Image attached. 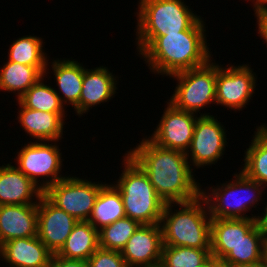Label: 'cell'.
Listing matches in <instances>:
<instances>
[{"label":"cell","mask_w":267,"mask_h":267,"mask_svg":"<svg viewBox=\"0 0 267 267\" xmlns=\"http://www.w3.org/2000/svg\"><path fill=\"white\" fill-rule=\"evenodd\" d=\"M234 267H265V266L263 265V262L260 261V262H256V263H252V264L237 265Z\"/></svg>","instance_id":"obj_38"},{"label":"cell","mask_w":267,"mask_h":267,"mask_svg":"<svg viewBox=\"0 0 267 267\" xmlns=\"http://www.w3.org/2000/svg\"><path fill=\"white\" fill-rule=\"evenodd\" d=\"M4 165L0 166V205H38L41 189L16 166Z\"/></svg>","instance_id":"obj_17"},{"label":"cell","mask_w":267,"mask_h":267,"mask_svg":"<svg viewBox=\"0 0 267 267\" xmlns=\"http://www.w3.org/2000/svg\"><path fill=\"white\" fill-rule=\"evenodd\" d=\"M43 49V39L33 35L16 39L8 50V61L34 66L35 68H47L49 59Z\"/></svg>","instance_id":"obj_27"},{"label":"cell","mask_w":267,"mask_h":267,"mask_svg":"<svg viewBox=\"0 0 267 267\" xmlns=\"http://www.w3.org/2000/svg\"><path fill=\"white\" fill-rule=\"evenodd\" d=\"M222 66L216 64V104L242 111L252 100L257 75L249 64Z\"/></svg>","instance_id":"obj_11"},{"label":"cell","mask_w":267,"mask_h":267,"mask_svg":"<svg viewBox=\"0 0 267 267\" xmlns=\"http://www.w3.org/2000/svg\"><path fill=\"white\" fill-rule=\"evenodd\" d=\"M38 205H0V246L15 238L37 236Z\"/></svg>","instance_id":"obj_19"},{"label":"cell","mask_w":267,"mask_h":267,"mask_svg":"<svg viewBox=\"0 0 267 267\" xmlns=\"http://www.w3.org/2000/svg\"><path fill=\"white\" fill-rule=\"evenodd\" d=\"M103 185L69 175L48 187L43 194L77 221H88Z\"/></svg>","instance_id":"obj_9"},{"label":"cell","mask_w":267,"mask_h":267,"mask_svg":"<svg viewBox=\"0 0 267 267\" xmlns=\"http://www.w3.org/2000/svg\"><path fill=\"white\" fill-rule=\"evenodd\" d=\"M44 76L32 85L18 100L27 108L46 112H65L56 88L44 84Z\"/></svg>","instance_id":"obj_29"},{"label":"cell","mask_w":267,"mask_h":267,"mask_svg":"<svg viewBox=\"0 0 267 267\" xmlns=\"http://www.w3.org/2000/svg\"><path fill=\"white\" fill-rule=\"evenodd\" d=\"M262 262L263 265L267 267V236H265L262 246Z\"/></svg>","instance_id":"obj_36"},{"label":"cell","mask_w":267,"mask_h":267,"mask_svg":"<svg viewBox=\"0 0 267 267\" xmlns=\"http://www.w3.org/2000/svg\"><path fill=\"white\" fill-rule=\"evenodd\" d=\"M178 72L169 77L177 80L174 93L168 100L176 108L197 114L200 109L216 103V61ZM209 105V106H207Z\"/></svg>","instance_id":"obj_7"},{"label":"cell","mask_w":267,"mask_h":267,"mask_svg":"<svg viewBox=\"0 0 267 267\" xmlns=\"http://www.w3.org/2000/svg\"><path fill=\"white\" fill-rule=\"evenodd\" d=\"M255 225L256 219H211L213 260L221 261Z\"/></svg>","instance_id":"obj_20"},{"label":"cell","mask_w":267,"mask_h":267,"mask_svg":"<svg viewBox=\"0 0 267 267\" xmlns=\"http://www.w3.org/2000/svg\"><path fill=\"white\" fill-rule=\"evenodd\" d=\"M126 216L119 190L112 184L104 183L95 201L88 222L97 230Z\"/></svg>","instance_id":"obj_24"},{"label":"cell","mask_w":267,"mask_h":267,"mask_svg":"<svg viewBox=\"0 0 267 267\" xmlns=\"http://www.w3.org/2000/svg\"><path fill=\"white\" fill-rule=\"evenodd\" d=\"M197 115L178 109L168 101L155 131L148 138L160 147L186 154L193 138Z\"/></svg>","instance_id":"obj_12"},{"label":"cell","mask_w":267,"mask_h":267,"mask_svg":"<svg viewBox=\"0 0 267 267\" xmlns=\"http://www.w3.org/2000/svg\"><path fill=\"white\" fill-rule=\"evenodd\" d=\"M124 168L113 185L119 190L126 217L144 224H160L165 203L157 195L147 174L126 153Z\"/></svg>","instance_id":"obj_5"},{"label":"cell","mask_w":267,"mask_h":267,"mask_svg":"<svg viewBox=\"0 0 267 267\" xmlns=\"http://www.w3.org/2000/svg\"><path fill=\"white\" fill-rule=\"evenodd\" d=\"M57 59H53L49 65L52 67L54 80L57 82V89H59V91L56 89L55 92L63 105L68 103V105L75 107L79 103L85 67L83 63L80 64L74 59Z\"/></svg>","instance_id":"obj_21"},{"label":"cell","mask_w":267,"mask_h":267,"mask_svg":"<svg viewBox=\"0 0 267 267\" xmlns=\"http://www.w3.org/2000/svg\"><path fill=\"white\" fill-rule=\"evenodd\" d=\"M213 260L210 249L162 246L161 267H206Z\"/></svg>","instance_id":"obj_28"},{"label":"cell","mask_w":267,"mask_h":267,"mask_svg":"<svg viewBox=\"0 0 267 267\" xmlns=\"http://www.w3.org/2000/svg\"><path fill=\"white\" fill-rule=\"evenodd\" d=\"M162 246L160 224H144L128 240L121 255L128 267H157L161 262Z\"/></svg>","instance_id":"obj_14"},{"label":"cell","mask_w":267,"mask_h":267,"mask_svg":"<svg viewBox=\"0 0 267 267\" xmlns=\"http://www.w3.org/2000/svg\"><path fill=\"white\" fill-rule=\"evenodd\" d=\"M210 267H232V266L224 264L221 261L212 260L210 262Z\"/></svg>","instance_id":"obj_37"},{"label":"cell","mask_w":267,"mask_h":267,"mask_svg":"<svg viewBox=\"0 0 267 267\" xmlns=\"http://www.w3.org/2000/svg\"><path fill=\"white\" fill-rule=\"evenodd\" d=\"M127 154L147 174L164 203L192 201L201 195V186L184 152L160 147L143 138Z\"/></svg>","instance_id":"obj_1"},{"label":"cell","mask_w":267,"mask_h":267,"mask_svg":"<svg viewBox=\"0 0 267 267\" xmlns=\"http://www.w3.org/2000/svg\"><path fill=\"white\" fill-rule=\"evenodd\" d=\"M52 255L38 236L15 238L0 246V260L8 267H49Z\"/></svg>","instance_id":"obj_16"},{"label":"cell","mask_w":267,"mask_h":267,"mask_svg":"<svg viewBox=\"0 0 267 267\" xmlns=\"http://www.w3.org/2000/svg\"><path fill=\"white\" fill-rule=\"evenodd\" d=\"M30 141L17 152L16 166L44 192L48 187L67 177L60 172L63 158L58 141ZM54 142V144H53ZM41 179L38 180V179ZM45 179V180H44Z\"/></svg>","instance_id":"obj_8"},{"label":"cell","mask_w":267,"mask_h":267,"mask_svg":"<svg viewBox=\"0 0 267 267\" xmlns=\"http://www.w3.org/2000/svg\"><path fill=\"white\" fill-rule=\"evenodd\" d=\"M199 114L190 147L186 152L191 168L194 166L197 169L215 165L219 159L221 160L228 143L227 131L220 120L209 113L199 112Z\"/></svg>","instance_id":"obj_10"},{"label":"cell","mask_w":267,"mask_h":267,"mask_svg":"<svg viewBox=\"0 0 267 267\" xmlns=\"http://www.w3.org/2000/svg\"><path fill=\"white\" fill-rule=\"evenodd\" d=\"M267 203V202H266ZM264 212L258 215L256 218V224L260 228V230L267 236V204L263 208Z\"/></svg>","instance_id":"obj_34"},{"label":"cell","mask_w":267,"mask_h":267,"mask_svg":"<svg viewBox=\"0 0 267 267\" xmlns=\"http://www.w3.org/2000/svg\"><path fill=\"white\" fill-rule=\"evenodd\" d=\"M49 267H88V263L84 260L66 259L53 254Z\"/></svg>","instance_id":"obj_32"},{"label":"cell","mask_w":267,"mask_h":267,"mask_svg":"<svg viewBox=\"0 0 267 267\" xmlns=\"http://www.w3.org/2000/svg\"><path fill=\"white\" fill-rule=\"evenodd\" d=\"M235 180H234V179ZM232 181L220 183L221 186L201 190V196L207 203L211 219H256L246 213L262 203V193L266 190L262 184L248 178L241 170L234 174Z\"/></svg>","instance_id":"obj_6"},{"label":"cell","mask_w":267,"mask_h":267,"mask_svg":"<svg viewBox=\"0 0 267 267\" xmlns=\"http://www.w3.org/2000/svg\"><path fill=\"white\" fill-rule=\"evenodd\" d=\"M257 19L256 24H257V34L258 36L263 39L266 45H267V12H255L254 15Z\"/></svg>","instance_id":"obj_33"},{"label":"cell","mask_w":267,"mask_h":267,"mask_svg":"<svg viewBox=\"0 0 267 267\" xmlns=\"http://www.w3.org/2000/svg\"><path fill=\"white\" fill-rule=\"evenodd\" d=\"M141 224L129 217H123L110 225L98 230L99 247L120 251Z\"/></svg>","instance_id":"obj_30"},{"label":"cell","mask_w":267,"mask_h":267,"mask_svg":"<svg viewBox=\"0 0 267 267\" xmlns=\"http://www.w3.org/2000/svg\"><path fill=\"white\" fill-rule=\"evenodd\" d=\"M18 101V102H17ZM20 110L17 120L22 129L35 141H59L63 139L65 112H46L25 107L16 100Z\"/></svg>","instance_id":"obj_18"},{"label":"cell","mask_w":267,"mask_h":267,"mask_svg":"<svg viewBox=\"0 0 267 267\" xmlns=\"http://www.w3.org/2000/svg\"><path fill=\"white\" fill-rule=\"evenodd\" d=\"M47 68H35L13 61H8L0 67V91L13 92L18 100L32 85L49 73Z\"/></svg>","instance_id":"obj_22"},{"label":"cell","mask_w":267,"mask_h":267,"mask_svg":"<svg viewBox=\"0 0 267 267\" xmlns=\"http://www.w3.org/2000/svg\"><path fill=\"white\" fill-rule=\"evenodd\" d=\"M184 0H139L136 49L140 55L158 36L188 30L201 16Z\"/></svg>","instance_id":"obj_4"},{"label":"cell","mask_w":267,"mask_h":267,"mask_svg":"<svg viewBox=\"0 0 267 267\" xmlns=\"http://www.w3.org/2000/svg\"><path fill=\"white\" fill-rule=\"evenodd\" d=\"M88 267H128L120 251L98 248L87 260Z\"/></svg>","instance_id":"obj_31"},{"label":"cell","mask_w":267,"mask_h":267,"mask_svg":"<svg viewBox=\"0 0 267 267\" xmlns=\"http://www.w3.org/2000/svg\"><path fill=\"white\" fill-rule=\"evenodd\" d=\"M78 221L54 205L44 194L38 201L37 236L52 254H57Z\"/></svg>","instance_id":"obj_13"},{"label":"cell","mask_w":267,"mask_h":267,"mask_svg":"<svg viewBox=\"0 0 267 267\" xmlns=\"http://www.w3.org/2000/svg\"><path fill=\"white\" fill-rule=\"evenodd\" d=\"M103 65L94 69H84L83 84L79 103L74 107L75 113L80 117L88 113L89 109L109 102L117 93V78Z\"/></svg>","instance_id":"obj_15"},{"label":"cell","mask_w":267,"mask_h":267,"mask_svg":"<svg viewBox=\"0 0 267 267\" xmlns=\"http://www.w3.org/2000/svg\"><path fill=\"white\" fill-rule=\"evenodd\" d=\"M200 17L188 30L158 36L140 55L150 72L171 76L206 64L212 53Z\"/></svg>","instance_id":"obj_2"},{"label":"cell","mask_w":267,"mask_h":267,"mask_svg":"<svg viewBox=\"0 0 267 267\" xmlns=\"http://www.w3.org/2000/svg\"><path fill=\"white\" fill-rule=\"evenodd\" d=\"M98 248V230L88 221H78L56 255L66 259L87 261Z\"/></svg>","instance_id":"obj_23"},{"label":"cell","mask_w":267,"mask_h":267,"mask_svg":"<svg viewBox=\"0 0 267 267\" xmlns=\"http://www.w3.org/2000/svg\"><path fill=\"white\" fill-rule=\"evenodd\" d=\"M265 234L256 224L232 250L221 260L232 267L262 261V246Z\"/></svg>","instance_id":"obj_26"},{"label":"cell","mask_w":267,"mask_h":267,"mask_svg":"<svg viewBox=\"0 0 267 267\" xmlns=\"http://www.w3.org/2000/svg\"><path fill=\"white\" fill-rule=\"evenodd\" d=\"M249 148L245 150L241 171L250 179L267 186V126L261 124L254 131Z\"/></svg>","instance_id":"obj_25"},{"label":"cell","mask_w":267,"mask_h":267,"mask_svg":"<svg viewBox=\"0 0 267 267\" xmlns=\"http://www.w3.org/2000/svg\"><path fill=\"white\" fill-rule=\"evenodd\" d=\"M249 1V0H245ZM252 1L254 12H267V0H250Z\"/></svg>","instance_id":"obj_35"},{"label":"cell","mask_w":267,"mask_h":267,"mask_svg":"<svg viewBox=\"0 0 267 267\" xmlns=\"http://www.w3.org/2000/svg\"><path fill=\"white\" fill-rule=\"evenodd\" d=\"M173 206L179 208L173 211ZM160 227L163 245L210 249L211 217L201 195L192 201L165 203Z\"/></svg>","instance_id":"obj_3"}]
</instances>
